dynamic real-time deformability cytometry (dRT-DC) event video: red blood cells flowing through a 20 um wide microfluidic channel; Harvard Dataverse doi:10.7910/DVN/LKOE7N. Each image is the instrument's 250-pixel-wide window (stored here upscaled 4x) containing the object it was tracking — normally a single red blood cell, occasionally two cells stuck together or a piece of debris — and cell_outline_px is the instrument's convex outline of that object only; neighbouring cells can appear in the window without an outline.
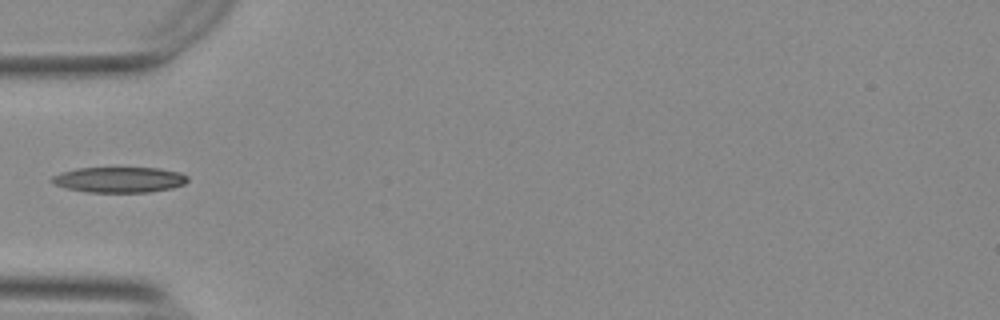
{"species": "Egyptian fruit bat (a non-hibernating species)", "species_latin": "Rousettus aegyptiacus", "temperature_condition": "warm", "stored_images_in_passage": 37, "camera_frame_rate_fps": 3000, "um_per_image_px": 0.085, "animal": {"sex": "female"}, "frame": {"image": 1, "passage_image": 1, "time_ms": 0.0, "image_size_px": [1000, 320], "cell_outline_px": [[188, 180], [184, 184], [172, 188], [148, 192], [88, 192], [68, 188], [56, 184], [48, 180], [52, 176], [60, 172], [76, 168], [160, 168], [180, 172], [188, 176]], "centroid_in_image_um": [10.15, 15.27], "position_along_channel_um": 74.9, "area_um2": 20.23}}
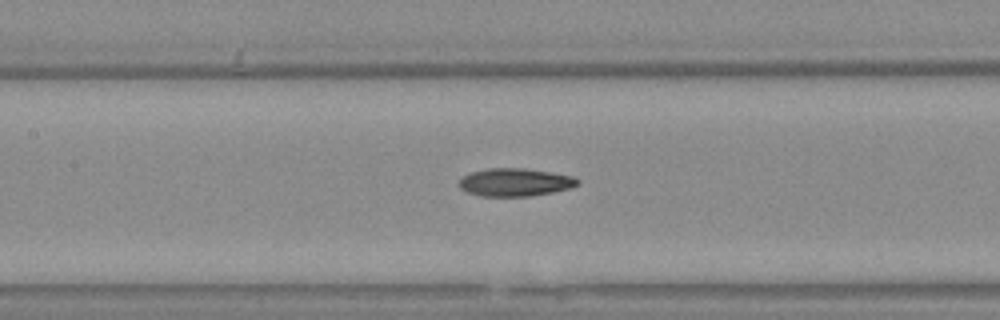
{"frame": {"image": 2, "passage_image": 8, "time_ms": 2.333, "image_size_px": [1000, 320], "cell_outline_px": [[580, 184], [568, 188], [552, 192], [528, 196], [480, 196], [468, 192], [460, 188], [456, 184], [464, 176], [472, 172], [488, 168], [524, 168], [576, 176], [580, 180]], "centroid_in_image_um": [43.79, 15.49], "position_along_channel_um": 163.6, "area_um2": 19.31}}
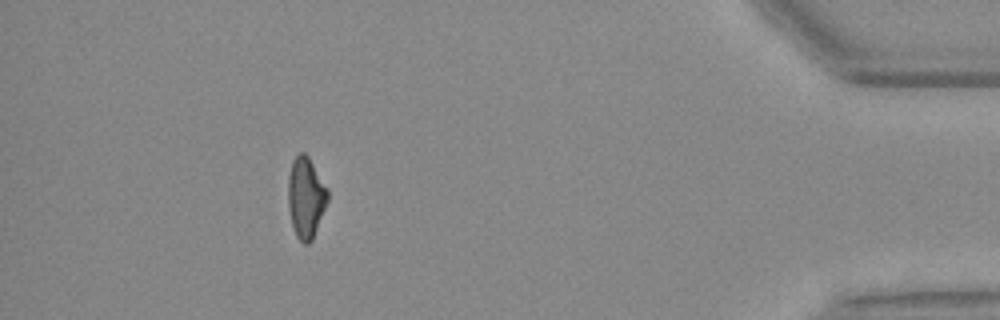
{"frame": {"image": 3, "passage_image": 32, "time_ms": 10.333, "image_size_px": [1000, 320], "cell_outline_px": [[328, 200], [312, 240], [308, 244], [304, 244], [296, 236], [292, 224], [288, 204], [288, 176], [292, 160], [300, 152], [304, 152], [308, 156], [328, 188]], "centroid_in_image_um": [25.99, 16.77], "position_along_channel_um": 409.2, "area_um2": 18.61}}